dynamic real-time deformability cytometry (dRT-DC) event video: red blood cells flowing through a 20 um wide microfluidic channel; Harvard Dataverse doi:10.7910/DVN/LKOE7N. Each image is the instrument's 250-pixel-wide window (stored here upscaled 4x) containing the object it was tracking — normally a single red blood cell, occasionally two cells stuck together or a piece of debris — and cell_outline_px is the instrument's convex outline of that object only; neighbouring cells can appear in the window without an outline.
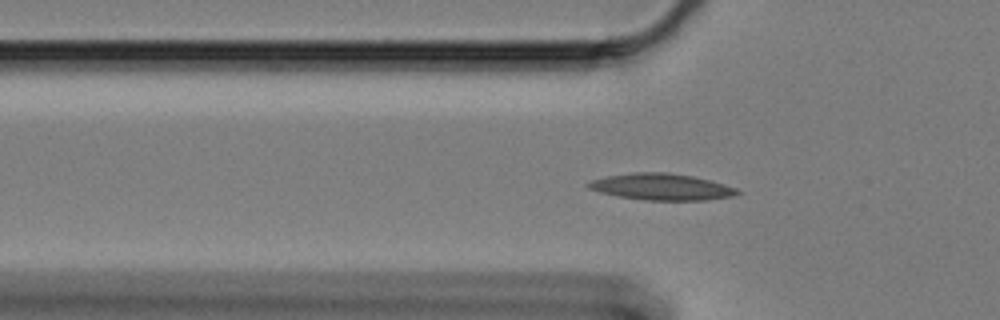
{"species": "Egyptian fruit bat (a non-hibernating species)", "species_latin": "Rousettus aegyptiacus", "temperature_condition": "cold", "stored_images_in_passage": 12, "camera_frame_rate_fps": 3000, "um_per_image_px": 0.085, "animal": {"sex": "female"}, "frame": {"image": 1, "passage_image": 8, "time_ms": 2.333, "image_size_px": [1000, 320], "cell_outline_px": [[740, 192], [732, 196], [708, 200], [644, 200], [616, 196], [600, 192], [588, 188], [584, 184], [592, 180], [608, 176], [636, 172], [668, 172], [692, 176], [724, 184], [736, 188]], "centroid_in_image_um": [56.2, 15.88], "position_along_channel_um": 69.6, "area_um2": 22.89}}
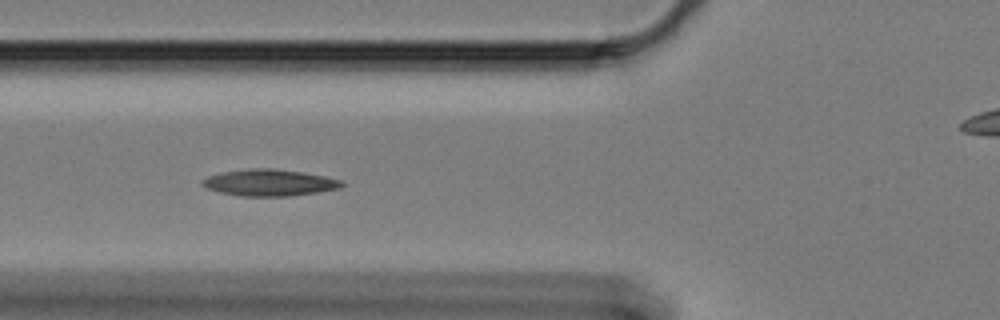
{"frame": {"image": 2, "passage_image": 11, "time_ms": 3.333, "image_size_px": [1000, 320], "cell_outline_px": [[344, 184], [340, 188], [292, 196], [240, 196], [220, 192], [204, 188], [200, 184], [200, 180], [208, 176], [220, 172], [248, 168], [272, 168], [300, 172], [324, 176], [340, 180]], "centroid_in_image_um": [22.81, 15.52], "position_along_channel_um": 103.0, "area_um2": 21.68}}